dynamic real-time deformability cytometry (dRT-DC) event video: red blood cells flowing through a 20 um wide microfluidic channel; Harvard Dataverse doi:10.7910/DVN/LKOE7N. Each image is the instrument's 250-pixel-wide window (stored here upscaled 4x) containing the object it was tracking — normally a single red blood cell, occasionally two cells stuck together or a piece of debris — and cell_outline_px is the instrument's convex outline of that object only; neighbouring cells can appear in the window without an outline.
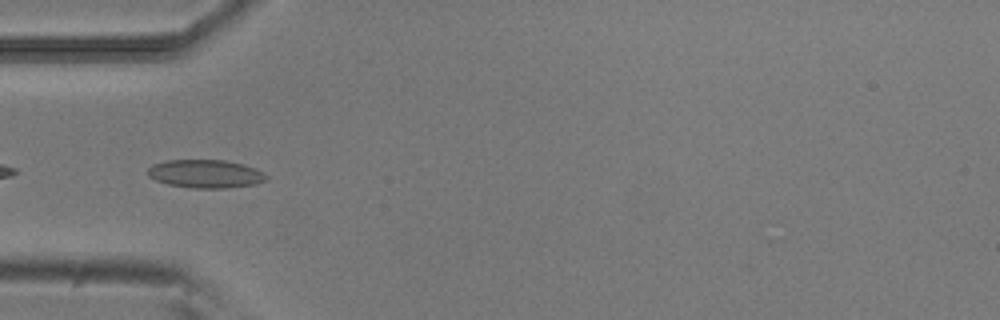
{"species": "common noctule bat (a hibernating species)", "species_latin": "Nyctalus noctula", "temperature_condition": "room temperature", "stored_images_in_passage": 21, "camera_frame_rate_fps": 3000, "um_per_image_px": 0.085, "animal": {"sex": "male", "body_mass_g": 20.5, "forearm_length_mm": 52.5}, "frame": {"image": 1, "passage_image": 15, "time_ms": 4.667, "image_size_px": [1000, 320], "cell_outline_px": [[268, 180], [256, 184], [220, 188], [192, 188], [168, 184], [156, 180], [148, 176], [148, 168], [152, 164], [168, 160], [224, 160], [256, 168], [268, 176]], "centroid_in_image_um": [17.47, 14.77], "position_along_channel_um": 67.5, "area_um2": 19.42}}
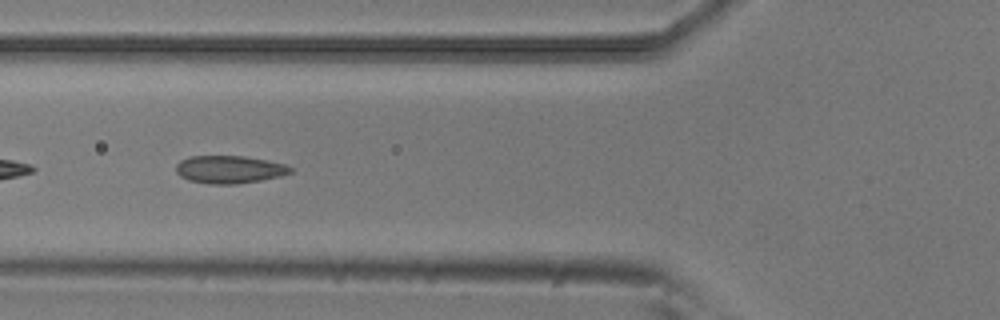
{"frame": {"image": 2, "passage_image": 18, "time_ms": 5.667, "image_size_px": [1000, 320], "cell_outline_px": [[292, 172], [280, 176], [260, 180], [236, 184], [212, 184], [188, 180], [180, 176], [176, 172], [176, 164], [180, 160], [188, 156], [244, 156], [268, 160], [284, 164], [292, 168]], "centroid_in_image_um": [19.47, 14.4], "position_along_channel_um": 106.3, "area_um2": 18.5}}